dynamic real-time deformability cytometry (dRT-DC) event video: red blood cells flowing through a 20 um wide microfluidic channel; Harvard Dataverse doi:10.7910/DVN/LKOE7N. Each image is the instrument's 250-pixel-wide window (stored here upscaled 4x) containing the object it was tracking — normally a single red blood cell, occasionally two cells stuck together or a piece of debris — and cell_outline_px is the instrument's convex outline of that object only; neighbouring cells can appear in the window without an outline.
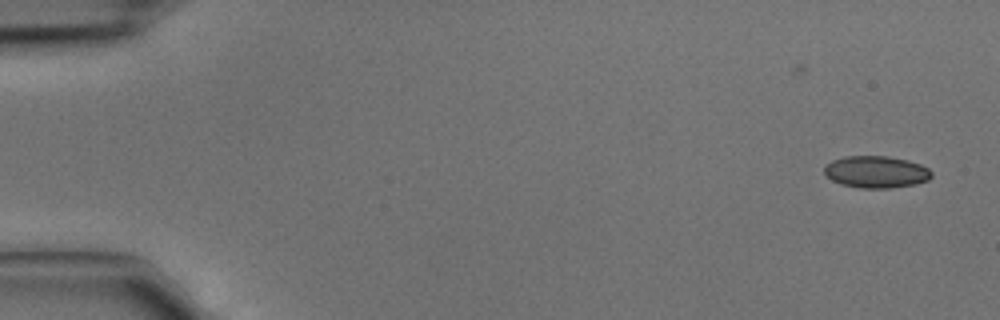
{"species": "common noctule bat (a hibernating species)", "species_latin": "Nyctalus noctula", "temperature_condition": "cold", "stored_images_in_passage": 4, "camera_frame_rate_fps": 3000, "um_per_image_px": 0.085, "animal": {"sex": "male", "body_mass_g": 15.6}, "frame": {"image": 1, "passage_image": 1, "time_ms": 0.0, "image_size_px": [1000, 320], "cell_outline_px": [[932, 176], [928, 180], [912, 184], [888, 188], [860, 188], [840, 184], [832, 180], [824, 172], [824, 164], [832, 160], [844, 156], [888, 156], [908, 160], [920, 164], [928, 168], [932, 172]], "centroid_in_image_um": [74.44, 14.6], "position_along_channel_um": 10.6, "area_um2": 20.0}}
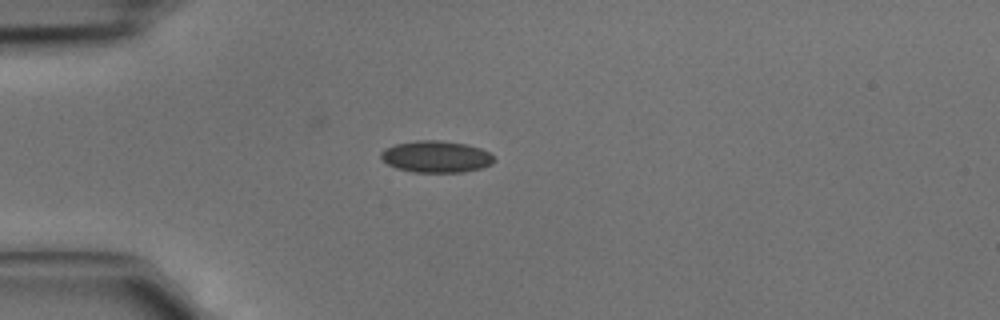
{"frame": {"image": 2, "passage_image": 4, "time_ms": 1.0, "image_size_px": [1000, 320], "cell_outline_px": [[492, 164], [480, 168], [464, 172], [412, 172], [396, 168], [388, 164], [380, 156], [380, 152], [384, 148], [396, 144], [416, 140], [440, 140], [468, 144], [480, 148], [488, 152], [492, 156]], "centroid_in_image_um": [37.04, 13.31], "position_along_channel_um": 48.0, "area_um2": 20.87}}